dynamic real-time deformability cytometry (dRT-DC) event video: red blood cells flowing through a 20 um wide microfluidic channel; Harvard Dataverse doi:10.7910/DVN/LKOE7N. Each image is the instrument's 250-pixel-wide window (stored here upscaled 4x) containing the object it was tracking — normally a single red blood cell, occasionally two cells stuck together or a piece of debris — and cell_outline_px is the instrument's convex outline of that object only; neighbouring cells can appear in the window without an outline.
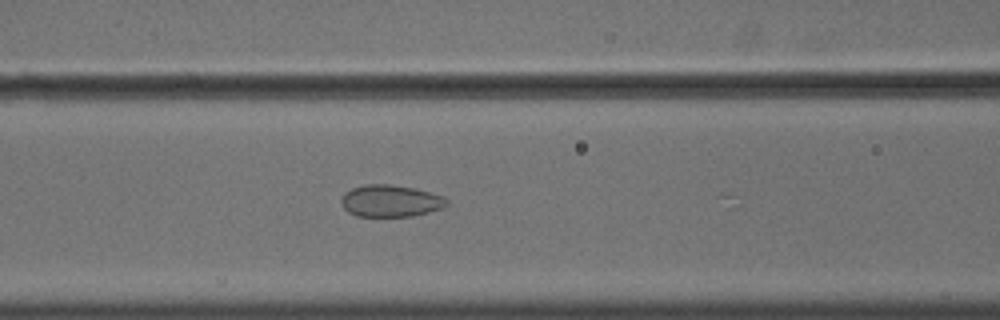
{"species": "common noctule bat (a hibernating species)", "species_latin": "Nyctalus noctula", "temperature_condition": "cold", "stored_images_in_passage": 11, "camera_frame_rate_fps": 3000, "um_per_image_px": 0.085, "animal": {"sex": "male", "body_mass_g": 18.8}, "frame": {"image": 1, "passage_image": 10, "time_ms": 3.0, "image_size_px": [1000, 320], "cell_outline_px": [[448, 204], [444, 208], [412, 216], [356, 216], [348, 212], [344, 208], [340, 200], [344, 192], [352, 188], [364, 184], [388, 184], [416, 188], [444, 196], [448, 200]], "centroid_in_image_um": [33.2, 17.07], "position_along_channel_um": 133.4, "area_um2": 19.83}}